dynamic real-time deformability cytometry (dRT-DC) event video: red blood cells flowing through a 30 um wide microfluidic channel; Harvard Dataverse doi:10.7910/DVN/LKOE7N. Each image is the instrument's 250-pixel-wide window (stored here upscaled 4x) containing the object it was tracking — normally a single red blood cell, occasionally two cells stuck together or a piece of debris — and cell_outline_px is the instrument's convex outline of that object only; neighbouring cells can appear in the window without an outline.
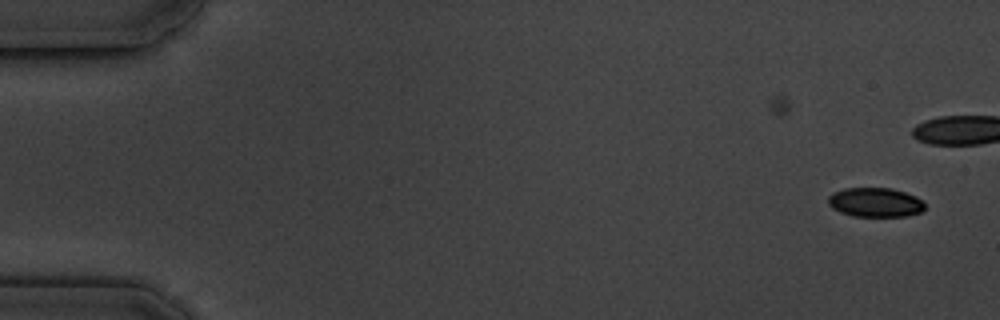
{"species": "common noctule bat (a hibernating species)", "species_latin": "Nyctalus noctula", "temperature_condition": "cold", "stored_images_in_passage": 3, "camera_frame_rate_fps": 3000, "um_per_image_px": 0.085, "animal": {"sex": "male", "body_mass_g": 19.5, "forearm_length_mm": 54.6}, "frame": {"image": 1, "passage_image": 3, "time_ms": 2.333, "image_size_px": [1000, 320], "cell_outline_px": [[924, 208], [920, 212], [908, 216], [852, 216], [840, 212], [832, 208], [828, 204], [828, 196], [832, 192], [844, 188], [892, 188], [916, 196], [924, 204]], "centroid_in_image_um": [74.36, 17.19], "position_along_channel_um": 10.6, "area_um2": 16.53}}